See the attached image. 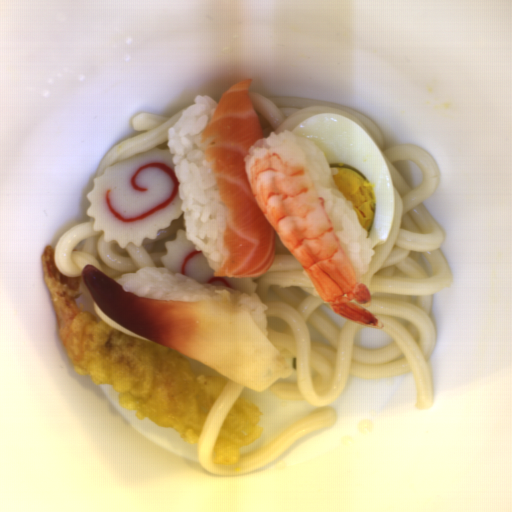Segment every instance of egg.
<instances>
[{"mask_svg":"<svg viewBox=\"0 0 512 512\" xmlns=\"http://www.w3.org/2000/svg\"><path fill=\"white\" fill-rule=\"evenodd\" d=\"M321 148L333 181L350 202L373 250L384 245L394 217L391 171L376 142L356 122L333 113L313 116L292 131Z\"/></svg>","mask_w":512,"mask_h":512,"instance_id":"egg-1","label":"egg"}]
</instances>
